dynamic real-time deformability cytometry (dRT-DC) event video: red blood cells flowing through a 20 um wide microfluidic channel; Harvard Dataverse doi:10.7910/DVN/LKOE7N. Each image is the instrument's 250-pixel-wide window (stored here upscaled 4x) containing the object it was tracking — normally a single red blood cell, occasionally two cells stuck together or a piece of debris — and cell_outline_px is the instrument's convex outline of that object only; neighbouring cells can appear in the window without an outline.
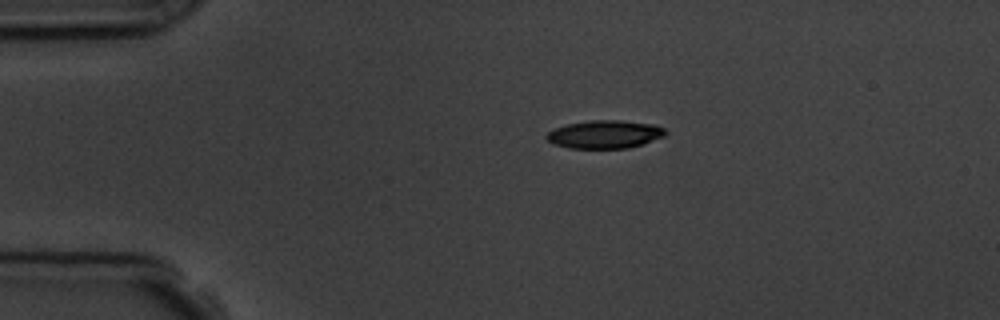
{"species": "common noctule bat (a hibernating species)", "species_latin": "Nyctalus noctula", "temperature_condition": "room temperature", "stored_images_in_passage": 3, "camera_frame_rate_fps": 3000, "um_per_image_px": 0.085, "animal": {"sex": "male", "body_mass_g": 19.5, "forearm_length_mm": 54.6}, "frame": {"image": 1, "passage_image": 1, "time_ms": 0.0, "image_size_px": [1000, 320], "cell_outline_px": [[668, 132], [664, 136], [628, 148], [568, 148], [556, 144], [548, 140], [544, 136], [548, 132], [556, 128], [568, 124], [592, 120], [620, 120], [652, 124], [664, 128]], "centroid_in_image_um": [51.41, 11.41], "position_along_channel_um": 33.6, "area_um2": 19.19}}
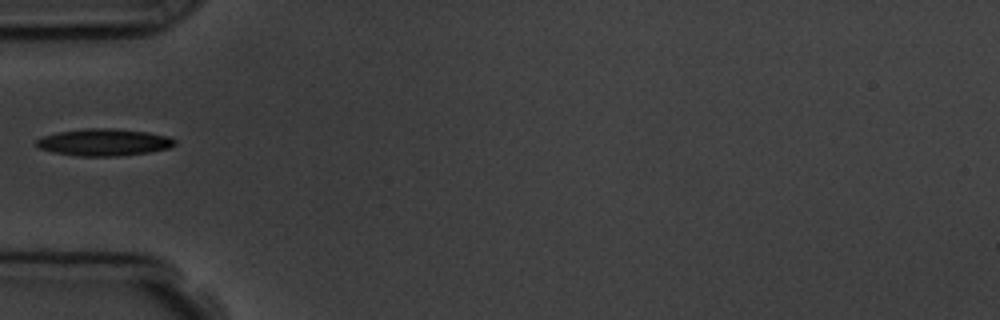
{"frame": {"image": 2, "passage_image": 3, "time_ms": 2.333, "image_size_px": [1000, 320], "cell_outline_px": [[176, 144], [168, 148], [148, 152], [116, 156], [76, 156], [52, 152], [40, 148], [36, 144], [36, 140], [44, 136], [60, 132], [88, 128], [112, 128], [148, 132], [168, 136], [176, 140]], "centroid_in_image_um": [8.85, 12.09], "position_along_channel_um": 76.1, "area_um2": 21.62}}